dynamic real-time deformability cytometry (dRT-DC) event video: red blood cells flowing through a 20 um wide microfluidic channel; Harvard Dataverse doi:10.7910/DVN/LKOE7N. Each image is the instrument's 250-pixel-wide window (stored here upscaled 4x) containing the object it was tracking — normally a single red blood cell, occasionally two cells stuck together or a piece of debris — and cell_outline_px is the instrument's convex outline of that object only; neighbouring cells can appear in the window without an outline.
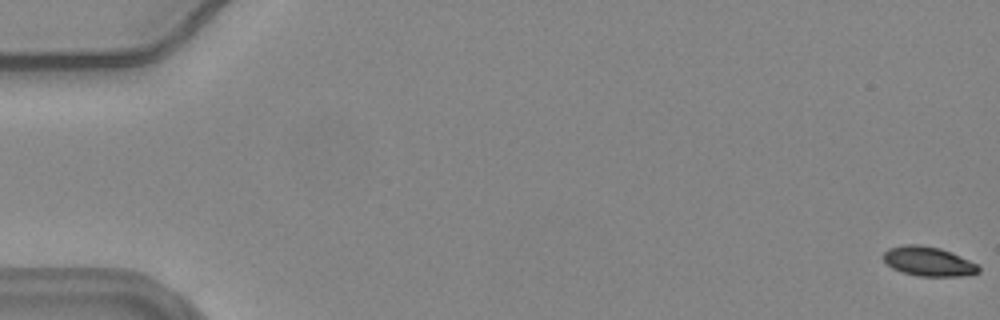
{"species": "common noctule bat (a hibernating species)", "species_latin": "Nyctalus noctula", "temperature_condition": "warm", "stored_images_in_passage": 59, "camera_frame_rate_fps": 3000, "um_per_image_px": 0.085, "animal": {"sex": "female", "body_mass_g": 24.6, "forearm_length_mm": 56.2}, "frame": {"image": 1, "passage_image": 1, "time_ms": 0.0, "image_size_px": [1000, 320], "cell_outline_px": [[980, 272], [968, 276], [920, 276], [900, 272], [892, 268], [884, 260], [884, 252], [888, 248], [904, 244], [920, 244], [940, 248], [952, 252], [976, 264], [980, 268]], "centroid_in_image_um": [78.91, 22.22], "position_along_channel_um": 6.1, "area_um2": 16.42}}
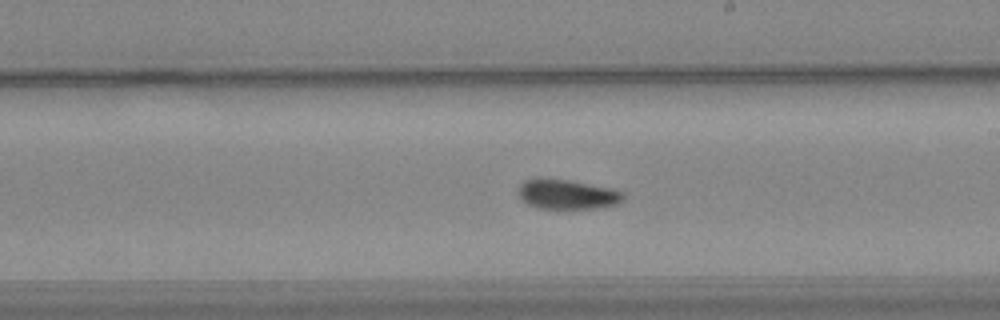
{"frame": {"image": 2, "passage_image": 34, "time_ms": 11.0, "image_size_px": [1000, 320], "cell_outline_px": [[624, 200], [616, 204], [596, 208], [536, 208], [528, 204], [516, 192], [520, 184], [524, 180], [536, 176], [544, 176], [568, 180], [612, 188], [624, 192]], "centroid_in_image_um": [48.16, 16.48], "position_along_channel_um": 240.8, "area_um2": 18.55}}
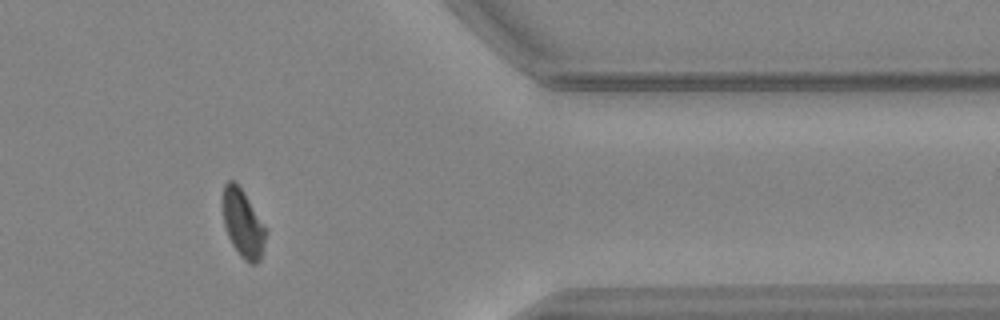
{"frame": {"image": 3, "passage_image": 48, "time_ms": 15.667, "image_size_px": [1000, 320], "cell_outline_px": [[264, 244], [260, 260], [256, 264], [252, 264], [244, 260], [240, 256], [232, 244], [228, 236], [224, 224], [224, 184], [228, 180], [232, 180], [244, 192], [264, 228]], "centroid_in_image_um": [20.63, 19.04], "position_along_channel_um": 390.8, "area_um2": 16.18}, "authors_computed_cell_mechanics": {"area_um2": 17.8024, "velocity_mm_per_s": 3.6615, "shape_relaxation_time_tau1_ms": 7.3782, "shape_relaxation_time_tau2_ms": 3.1444, "deformation_change_tau1": 0.1718, "deformation_change_tau2": 0.0764}}